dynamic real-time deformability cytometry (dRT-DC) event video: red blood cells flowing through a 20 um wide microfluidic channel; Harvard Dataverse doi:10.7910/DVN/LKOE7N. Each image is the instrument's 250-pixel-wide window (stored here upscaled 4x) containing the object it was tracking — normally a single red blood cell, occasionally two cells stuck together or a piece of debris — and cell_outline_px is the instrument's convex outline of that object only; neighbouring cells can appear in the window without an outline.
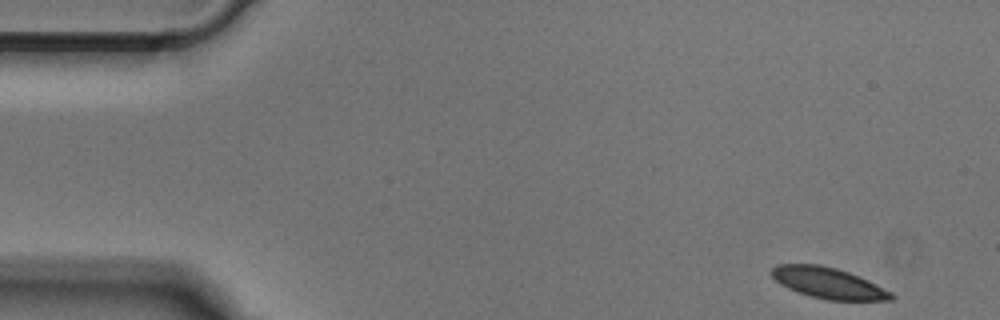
{"species": "Egyptian fruit bat (a non-hibernating species)", "species_latin": "Rousettus aegyptiacus", "temperature_condition": "cold", "stored_images_in_passage": 48, "camera_frame_rate_fps": 3000, "um_per_image_px": 0.085, "animal": {"sex": "male"}, "frame": {"image": 1, "passage_image": 1, "time_ms": 0.0, "image_size_px": [1000, 320], "cell_outline_px": [[896, 296], [892, 300], [828, 300], [812, 296], [788, 288], [780, 284], [768, 272], [776, 264], [820, 264], [836, 268], [848, 272], [868, 280], [892, 292]], "centroid_in_image_um": [70.4, 24.04], "position_along_channel_um": 14.6, "area_um2": 21.5}}
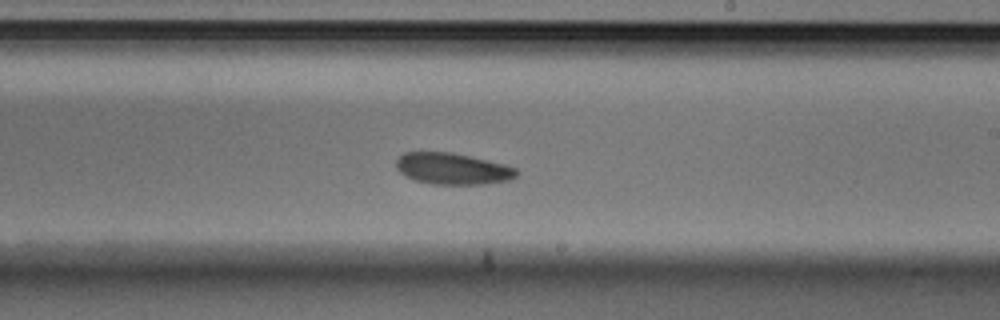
{"frame": {"image": 2, "passage_image": 27, "time_ms": 8.667, "image_size_px": [1000, 320], "cell_outline_px": [[520, 172], [516, 176], [508, 180], [488, 184], [432, 184], [416, 180], [400, 172], [396, 168], [396, 160], [404, 152], [452, 152], [504, 164], [516, 168]], "centroid_in_image_um": [38.49, 14.34], "position_along_channel_um": 250.5, "area_um2": 21.96}}
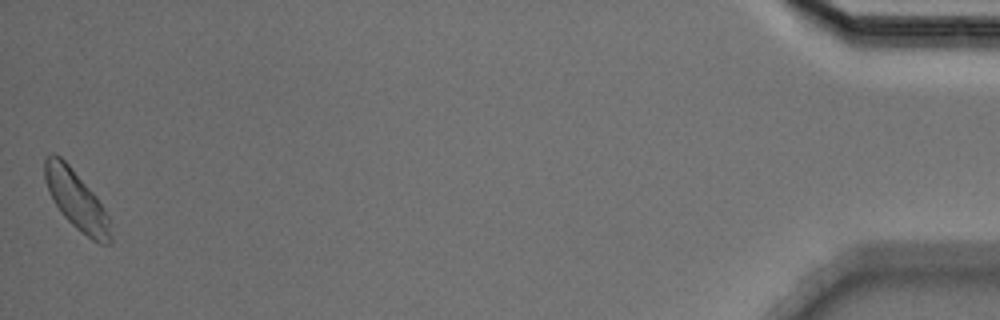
{"frame": {"image": 3, "passage_image": 48, "time_ms": 15.667, "image_size_px": [1000, 320], "cell_outline_px": [[112, 240], [108, 244], [100, 244], [92, 240], [76, 228], [60, 212], [52, 200], [48, 192], [44, 180], [44, 160], [52, 152], [56, 152], [68, 164], [96, 196], [104, 208], [108, 216], [112, 236]], "centroid_in_image_um": [6.47, 17.0], "position_along_channel_um": 428.7, "area_um2": 22.66}}